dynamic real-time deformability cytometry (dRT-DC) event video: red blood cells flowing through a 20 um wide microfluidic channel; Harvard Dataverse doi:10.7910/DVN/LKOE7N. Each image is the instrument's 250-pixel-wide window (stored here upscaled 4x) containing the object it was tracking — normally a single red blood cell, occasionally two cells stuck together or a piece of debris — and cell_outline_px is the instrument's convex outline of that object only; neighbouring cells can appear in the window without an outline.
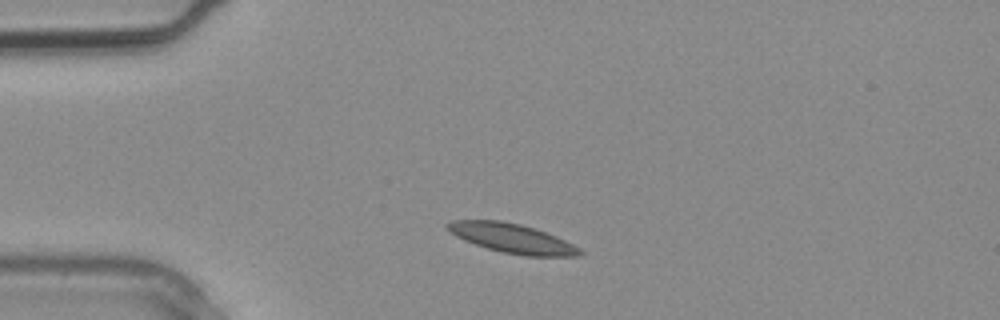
{"species": "common noctule bat (a hibernating species)", "species_latin": "Nyctalus noctula", "temperature_condition": "warm", "stored_images_in_passage": 2, "camera_frame_rate_fps": 3000, "um_per_image_px": 0.085, "animal": {"sex": "male", "body_mass_g": 20.4}, "frame": {"image": 1, "passage_image": 2, "time_ms": 0.333, "image_size_px": [1000, 320], "cell_outline_px": [[584, 252], [580, 256], [524, 256], [504, 252], [488, 248], [464, 240], [448, 232], [444, 228], [444, 224], [452, 220], [500, 220], [520, 224], [548, 232], [580, 248]], "centroid_in_image_um": [43.5, 20.24], "position_along_channel_um": 41.5, "area_um2": 22.72}}